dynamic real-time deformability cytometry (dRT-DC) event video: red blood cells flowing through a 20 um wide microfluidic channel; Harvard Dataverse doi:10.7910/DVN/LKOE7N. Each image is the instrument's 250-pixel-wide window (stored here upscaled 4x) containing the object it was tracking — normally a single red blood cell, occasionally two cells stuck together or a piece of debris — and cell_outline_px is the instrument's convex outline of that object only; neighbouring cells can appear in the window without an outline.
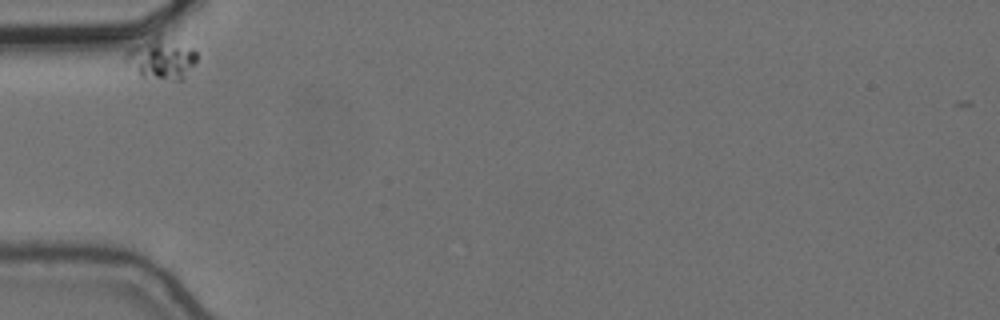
{"species": "common noctule bat (a hibernating species)", "species_latin": "Nyctalus noctula", "temperature_condition": "cold", "stored_images_in_passage": 34, "camera_frame_rate_fps": 3000, "um_per_image_px": 0.085, "animal": {"sex": "female", "body_mass_g": 24.6, "forearm_length_mm": 56.2}, "frame": {"image": 1, "passage_image": 1, "time_ms": 0.0, "image_size_px": [1000, 320], "cell_outline_px": [[196, 60], [184, 76], [180, 80], [172, 80], [140, 76], [124, 60], [124, 52], [128, 48], [160, 28], [192, 48], [196, 52]], "centroid_in_image_um": [13.65, 4.82], "position_along_channel_um": 71.3, "area_um2": 18.21}}
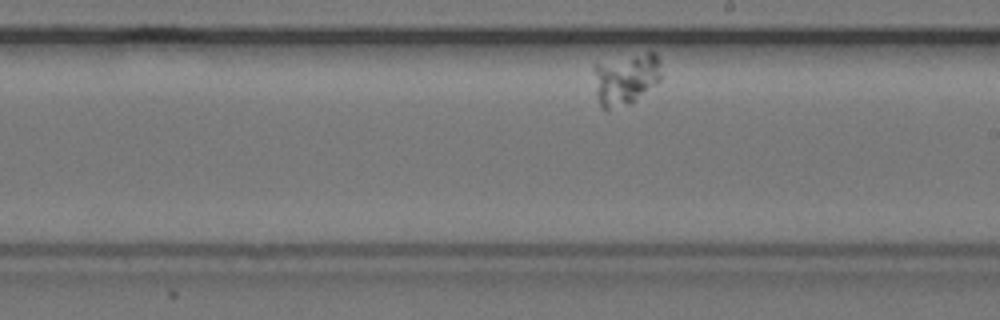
{"frame": {"image": 2, "passage_image": 20, "time_ms": 6.333, "image_size_px": [1000, 320], "cell_outline_px": [[664, 76], [656, 84], [636, 100], [628, 104], [608, 108], [600, 108], [596, 92], [592, 68], [592, 64], [648, 52], [656, 52]], "centroid_in_image_um": [53.2, 6.69], "position_along_channel_um": 235.8, "area_um2": 20.4}}
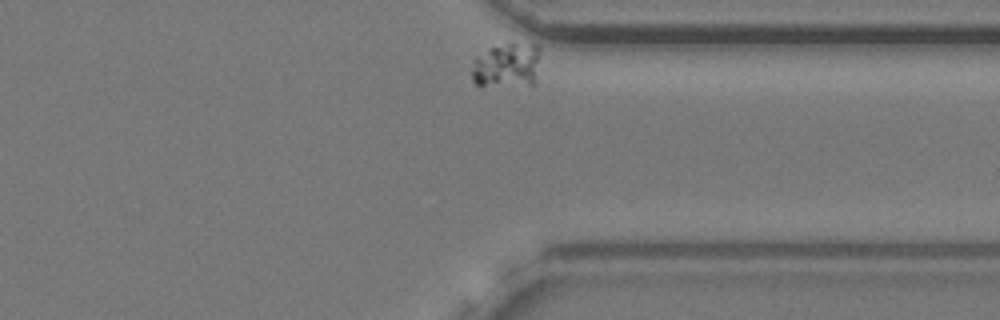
{"frame": {"image": 3, "passage_image": 34, "time_ms": 11.0, "image_size_px": [1000, 320], "cell_outline_px": [[540, 48], [532, 84], [480, 88], [472, 80], [472, 60], [476, 56], [488, 48], [508, 40], [512, 40], [536, 44]], "centroid_in_image_um": [43.0, 5.51], "position_along_channel_um": 368.4, "area_um2": 18.67}}